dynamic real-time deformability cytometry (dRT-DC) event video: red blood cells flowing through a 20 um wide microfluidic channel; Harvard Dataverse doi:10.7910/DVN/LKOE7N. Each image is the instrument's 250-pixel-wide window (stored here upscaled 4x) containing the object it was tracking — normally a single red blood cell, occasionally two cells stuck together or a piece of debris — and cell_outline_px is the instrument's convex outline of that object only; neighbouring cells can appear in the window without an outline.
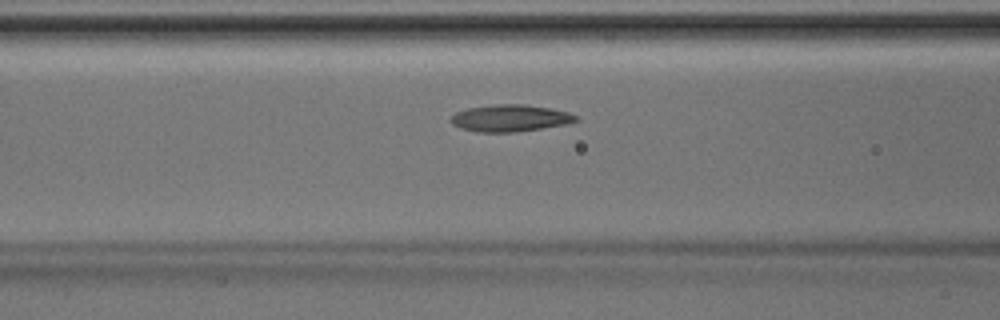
{"species": "Egyptian fruit bat (a non-hibernating species)", "species_latin": "Rousettus aegyptiacus", "temperature_condition": "room temperature", "stored_images_in_passage": 42, "camera_frame_rate_fps": 3000, "um_per_image_px": 0.085, "animal": {"sex": "male"}, "frame": {"image": 1, "passage_image": 15, "time_ms": 4.667, "image_size_px": [1000, 320], "cell_outline_px": [[576, 120], [564, 124], [516, 132], [476, 132], [460, 128], [452, 124], [452, 116], [456, 112], [468, 108], [492, 104], [524, 104], [552, 108], [568, 112], [576, 116]], "centroid_in_image_um": [43.32, 10.03], "position_along_channel_um": 123.3, "area_um2": 19.42}}
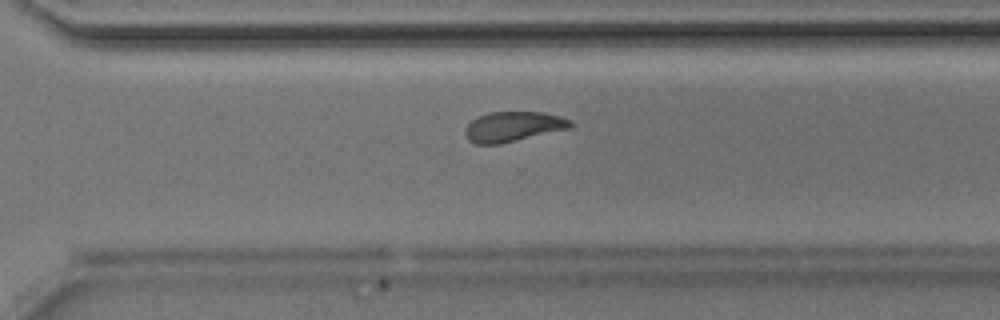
{"frame": {"image": 2, "passage_image": 29, "time_ms": 9.333, "image_size_px": [1000, 320], "cell_outline_px": [[572, 128], [500, 144], [476, 144], [468, 140], [464, 132], [464, 128], [472, 120], [488, 112], [544, 112], [560, 116], [572, 120]], "centroid_in_image_um": [43.63, 10.76], "position_along_channel_um": 327.0, "area_um2": 18.55}}
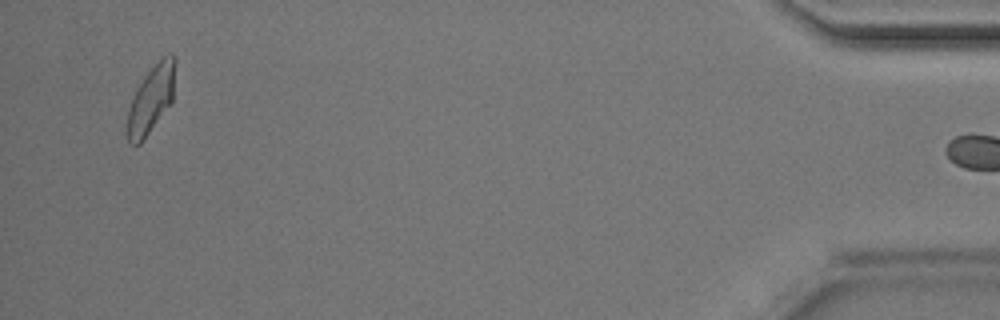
{"frame": {"image": 3, "passage_image": 41, "time_ms": 13.333, "image_size_px": [1000, 320], "cell_outline_px": [[176, 60], [172, 100], [140, 144], [132, 144], [128, 140], [128, 108], [136, 88], [148, 72], [164, 56], [176, 56]], "centroid_in_image_um": [12.84, 8.43], "position_along_channel_um": 422.4, "area_um2": 18.09}}